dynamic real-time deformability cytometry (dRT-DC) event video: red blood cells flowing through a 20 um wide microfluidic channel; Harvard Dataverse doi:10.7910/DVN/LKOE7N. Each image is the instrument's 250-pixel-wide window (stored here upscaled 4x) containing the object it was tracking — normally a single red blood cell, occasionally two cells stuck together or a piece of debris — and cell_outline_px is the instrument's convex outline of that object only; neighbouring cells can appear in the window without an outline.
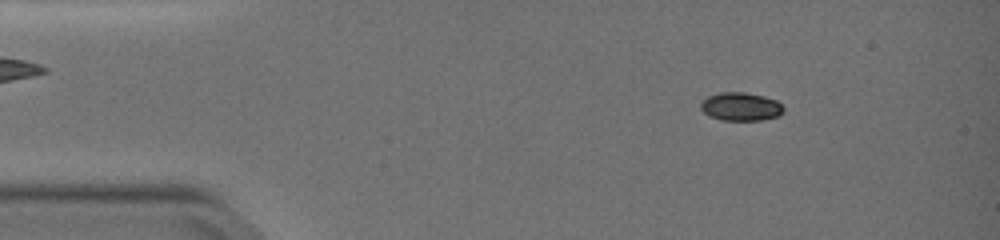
{"species": "common noctule bat (a hibernating species)", "species_latin": "Nyctalus noctula", "temperature_condition": "warm", "stored_images_in_passage": 51, "camera_frame_rate_fps": 3000, "um_per_image_px": 0.085, "animal": {"sex": "female", "body_mass_g": 19.0, "forearm_length_mm": 51.5}, "frame": {"image": 1, "passage_image": 8, "time_ms": 2.333, "image_size_px": [1000, 240], "cell_outline_px": [[784, 112], [780, 116], [760, 120], [720, 120], [708, 116], [700, 108], [700, 104], [708, 96], [720, 92], [744, 92], [764, 96], [776, 100], [784, 108]], "centroid_in_image_um": [62.97, 9.07], "position_along_channel_um": 22.0, "area_um2": 13.76}}
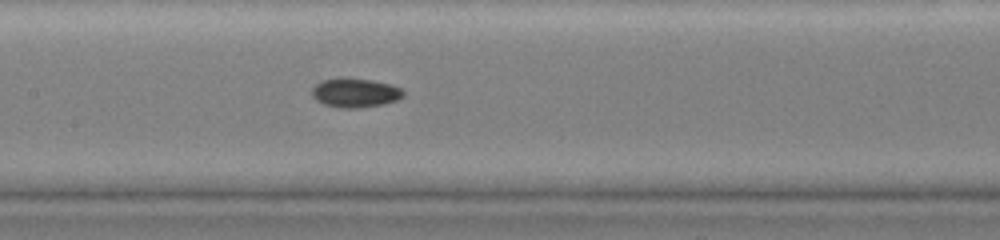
{"frame": {"image": 2, "passage_image": 26, "time_ms": 8.333, "image_size_px": [1000, 240], "cell_outline_px": [[404, 96], [396, 100], [384, 104], [360, 108], [340, 108], [324, 104], [316, 100], [312, 96], [312, 88], [320, 80], [344, 76], [372, 80], [392, 84], [400, 88], [404, 92]], "centroid_in_image_um": [30.17, 7.86], "position_along_channel_um": 177.2, "area_um2": 15.9}}
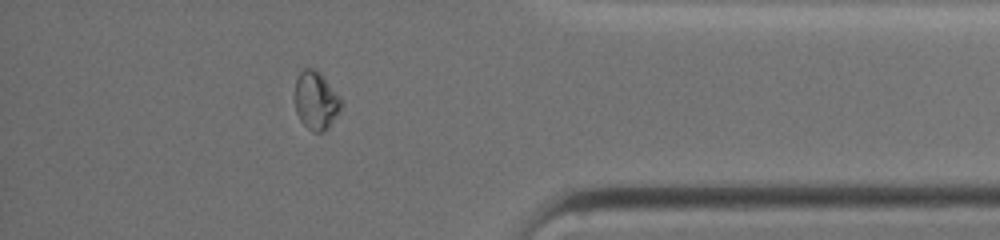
{"frame": {"image": 3, "passage_image": 45, "time_ms": 14.667, "image_size_px": [1000, 240], "cell_outline_px": [[344, 108], [328, 128], [324, 132], [312, 132], [300, 120], [296, 112], [296, 80], [300, 72], [304, 68], [316, 68], [324, 76], [340, 96]], "centroid_in_image_um": [26.91, 8.55], "position_along_channel_um": 408.3, "area_um2": 15.95}, "authors_computed_cell_mechanics": {"area_um2": 14.6234, "velocity_mm_per_s": 3.8633, "shape_relaxation_time_tau1_ms": null, "shape_relaxation_time_tau2_ms": 3.3035, "deformation_change_tau1": null, "deformation_change_tau2": 0.0248}}